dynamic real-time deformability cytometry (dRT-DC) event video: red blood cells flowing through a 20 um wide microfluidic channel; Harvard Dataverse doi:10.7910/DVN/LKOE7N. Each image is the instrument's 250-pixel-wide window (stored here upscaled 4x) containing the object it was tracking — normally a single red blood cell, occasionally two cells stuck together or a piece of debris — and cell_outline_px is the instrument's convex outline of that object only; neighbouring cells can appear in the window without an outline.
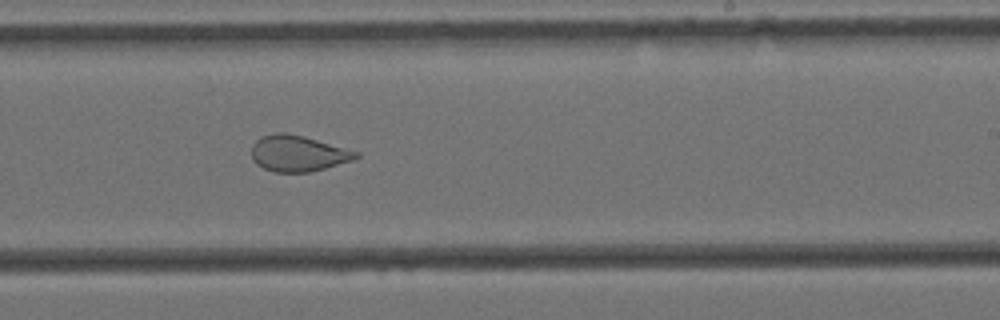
{"species": "Egyptian fruit bat (a non-hibernating species)", "species_latin": "Rousettus aegyptiacus", "temperature_condition": "cold", "stored_images_in_passage": 10, "camera_frame_rate_fps": 3000, "um_per_image_px": 0.085, "animal": {"sex": "female"}, "frame": {"image": 1, "passage_image": 9, "time_ms": 2.667, "image_size_px": [1000, 320], "cell_outline_px": [[360, 156], [352, 160], [324, 168], [308, 172], [272, 172], [256, 164], [252, 160], [252, 144], [260, 136], [276, 132], [284, 132], [304, 136], [360, 152]], "centroid_in_image_um": [25.3, 13.03], "position_along_channel_um": 263.7, "area_um2": 21.96}}